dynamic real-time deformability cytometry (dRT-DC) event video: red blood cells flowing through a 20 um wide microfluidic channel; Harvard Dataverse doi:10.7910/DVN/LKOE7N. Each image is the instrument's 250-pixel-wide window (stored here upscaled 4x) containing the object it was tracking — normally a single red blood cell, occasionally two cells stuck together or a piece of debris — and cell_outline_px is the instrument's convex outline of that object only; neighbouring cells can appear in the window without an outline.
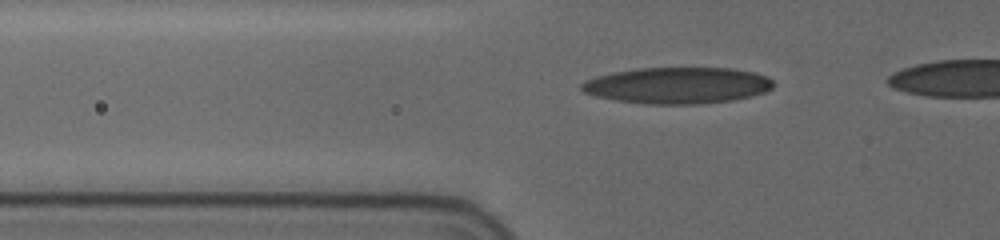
{"species": "human", "species_latin": "Homo sapiens", "temperature_condition": "cold", "stored_images_in_passage": 32, "camera_frame_rate_fps": 3000, "um_per_image_px": 0.085, "donor": {"sex": "female"}, "frame": {"image": 1, "passage_image": 2, "time_ms": 0.333, "image_size_px": [1000, 240], "cell_outline_px": [[776, 84], [772, 88], [764, 92], [752, 96], [732, 100], [700, 104], [648, 104], [616, 100], [596, 96], [584, 92], [580, 88], [580, 84], [584, 80], [596, 76], [612, 72], [636, 68], [732, 68], [756, 72], [768, 76]], "centroid_in_image_um": [57.6, 7.25], "position_along_channel_um": 68.2, "area_um2": 40.98}}
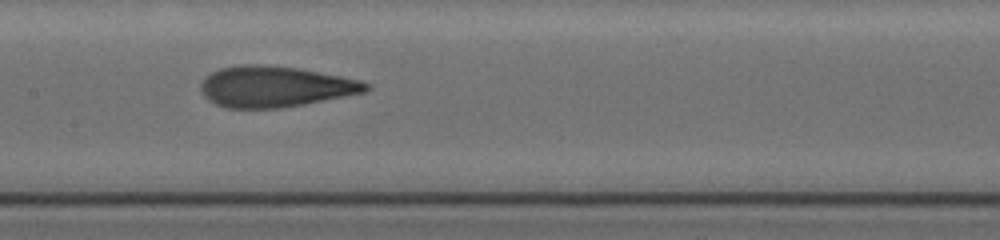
{"frame": {"image": 2, "passage_image": 11, "time_ms": 3.333, "image_size_px": [1000, 240], "cell_outline_px": [[372, 88], [364, 92], [304, 104], [280, 108], [228, 108], [216, 104], [208, 100], [200, 92], [200, 84], [204, 76], [220, 68], [240, 64], [260, 64], [300, 68], [360, 80], [372, 84]], "centroid_in_image_um": [23.35, 7.35], "position_along_channel_um": 184.0, "area_um2": 39.59}}
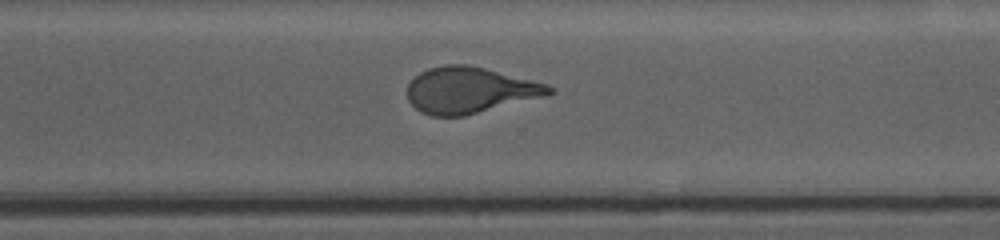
{"frame": {"image": 3, "passage_image": 22, "time_ms": 7.0, "image_size_px": [1000, 240], "cell_outline_px": [[556, 92], [548, 96], [464, 116], [432, 116], [420, 112], [408, 100], [408, 84], [420, 72], [428, 68], [444, 64], [464, 64], [484, 68], [548, 84]], "centroid_in_image_um": [39.95, 7.67], "position_along_channel_um": 330.7, "area_um2": 38.21}}